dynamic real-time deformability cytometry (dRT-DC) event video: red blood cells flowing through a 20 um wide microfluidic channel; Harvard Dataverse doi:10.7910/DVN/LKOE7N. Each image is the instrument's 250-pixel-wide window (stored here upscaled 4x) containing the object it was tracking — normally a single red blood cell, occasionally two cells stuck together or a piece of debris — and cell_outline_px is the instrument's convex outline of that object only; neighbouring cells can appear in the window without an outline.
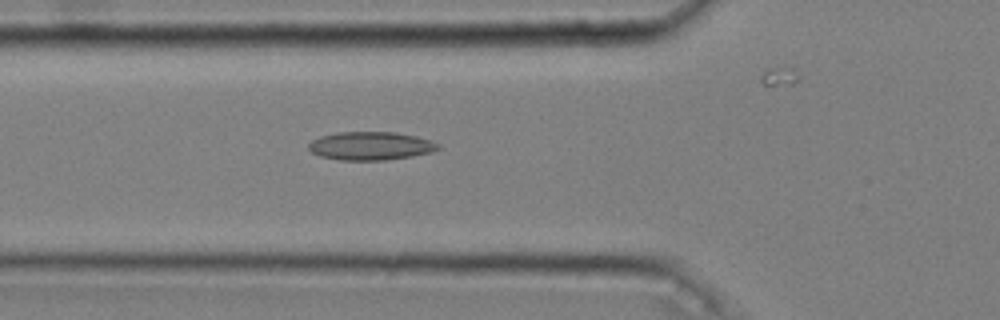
{"species": "common noctule bat (a hibernating species)", "species_latin": "Nyctalus noctula", "temperature_condition": "cold", "stored_images_in_passage": 44, "camera_frame_rate_fps": 3000, "um_per_image_px": 0.085, "animal": {"sex": "male", "body_mass_g": 20.4}, "frame": {"image": 1, "passage_image": 19, "time_ms": 6.0, "image_size_px": [1000, 320], "cell_outline_px": [[440, 148], [432, 152], [412, 156], [384, 160], [340, 160], [320, 156], [312, 152], [308, 148], [308, 144], [312, 140], [320, 136], [336, 132], [396, 132], [416, 136], [440, 144]], "centroid_in_image_um": [31.49, 12.4], "position_along_channel_um": 94.3, "area_um2": 21.39}}
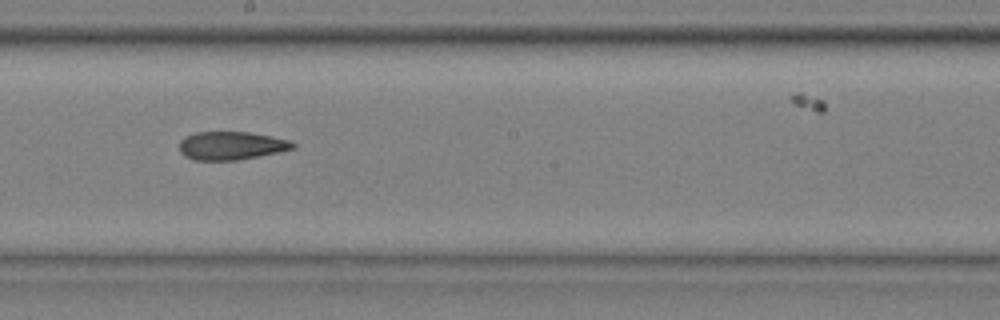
{"frame": {"image": 2, "passage_image": 30, "time_ms": 9.667, "image_size_px": [1000, 320], "cell_outline_px": [[296, 148], [236, 160], [196, 160], [184, 156], [180, 152], [180, 140], [184, 136], [196, 132], [248, 132], [272, 136], [288, 140], [296, 144]], "centroid_in_image_um": [19.62, 12.37], "position_along_channel_um": 228.6, "area_um2": 18.55}}
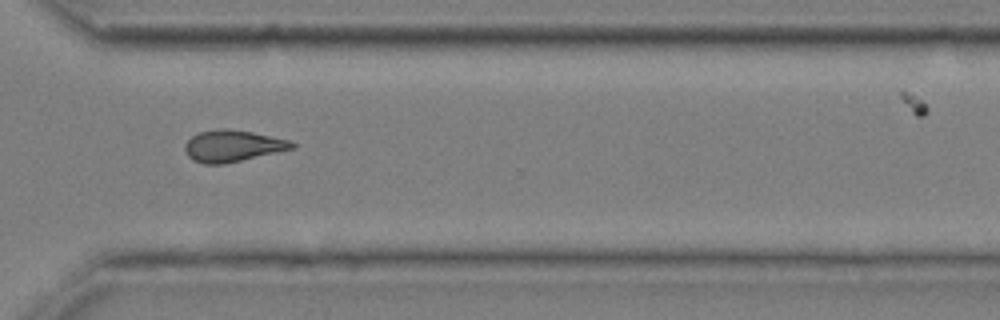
{"frame": {"image": 3, "passage_image": 40, "time_ms": 13.0, "image_size_px": [1000, 320], "cell_outline_px": [[296, 148], [224, 164], [204, 164], [192, 160], [188, 156], [184, 148], [184, 144], [192, 136], [200, 132], [224, 128], [252, 132], [292, 140], [296, 144]], "centroid_in_image_um": [19.8, 12.41], "position_along_channel_um": 350.8, "area_um2": 19.77}}